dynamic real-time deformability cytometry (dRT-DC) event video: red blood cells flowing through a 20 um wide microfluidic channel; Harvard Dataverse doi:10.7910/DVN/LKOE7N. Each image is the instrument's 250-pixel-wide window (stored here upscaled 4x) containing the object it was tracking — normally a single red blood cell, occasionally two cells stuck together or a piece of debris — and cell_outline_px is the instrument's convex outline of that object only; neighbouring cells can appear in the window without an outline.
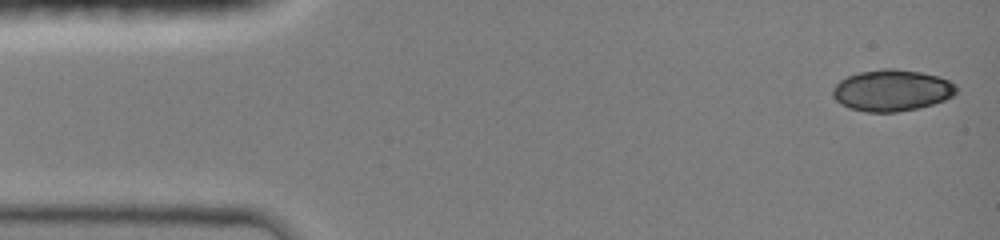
{"species": "common noctule bat (a hibernating species)", "species_latin": "Nyctalus noctula", "temperature_condition": "room temperature", "stored_images_in_passage": 8, "camera_frame_rate_fps": 3000, "um_per_image_px": 0.085, "animal": {"sex": "female", "body_mass_g": 19.0, "forearm_length_mm": 51.5}, "frame": {"image": 1, "passage_image": 1, "time_ms": 0.0, "image_size_px": [1000, 240], "cell_outline_px": [[956, 92], [952, 96], [944, 100], [932, 104], [916, 108], [896, 112], [868, 112], [848, 108], [840, 104], [832, 96], [832, 88], [840, 80], [848, 76], [860, 72], [884, 68], [896, 68], [920, 72], [940, 76], [956, 84]], "centroid_in_image_um": [75.79, 7.68], "position_along_channel_um": 9.2, "area_um2": 29.94}}
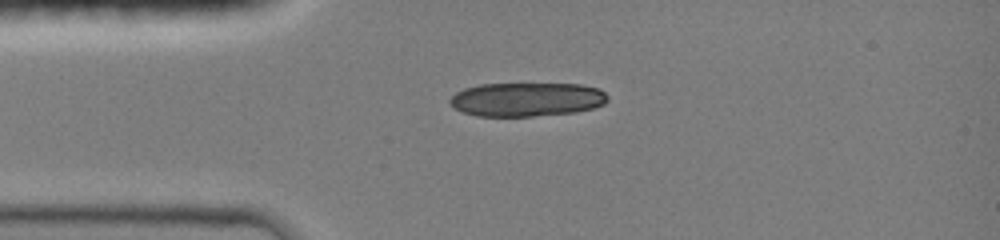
{"frame": {"image": 2, "passage_image": 7, "time_ms": 3.0, "image_size_px": [1000, 240], "cell_outline_px": [[608, 100], [604, 104], [592, 108], [576, 112], [532, 116], [476, 116], [464, 112], [456, 108], [448, 100], [456, 92], [464, 88], [480, 84], [580, 84], [600, 88], [608, 96]], "centroid_in_image_um": [44.8, 8.44], "position_along_channel_um": 40.2, "area_um2": 31.15}}